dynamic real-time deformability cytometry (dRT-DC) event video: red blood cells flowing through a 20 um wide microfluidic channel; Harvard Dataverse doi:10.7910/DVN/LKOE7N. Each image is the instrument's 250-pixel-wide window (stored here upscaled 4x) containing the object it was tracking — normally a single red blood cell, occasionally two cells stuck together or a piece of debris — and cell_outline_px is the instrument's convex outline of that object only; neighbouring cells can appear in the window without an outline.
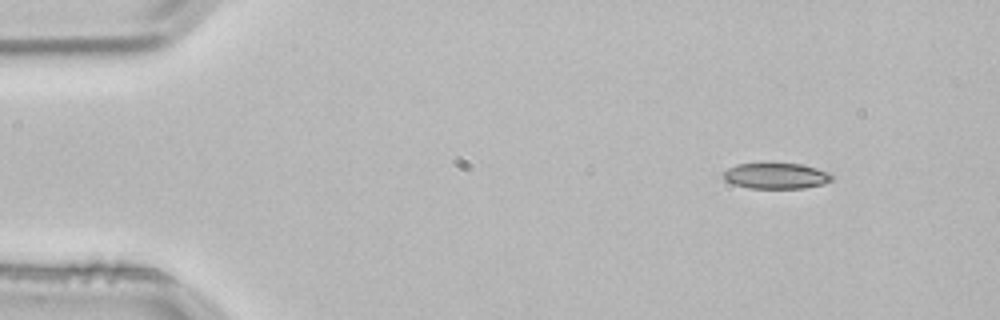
{"species": "common noctule bat (a hibernating species)", "species_latin": "Nyctalus noctula", "temperature_condition": "room temperature", "stored_images_in_passage": 2, "camera_frame_rate_fps": 3000, "um_per_image_px": 0.085, "animal": {"sex": "male", "body_mass_g": 21.5, "forearm_length_mm": 52.0}, "frame": {"image": 1, "passage_image": 1, "time_ms": 0.0, "image_size_px": [1000, 320], "cell_outline_px": [[832, 180], [824, 184], [804, 188], [748, 188], [732, 184], [724, 180], [724, 172], [728, 168], [736, 164], [800, 164], [832, 172]], "centroid_in_image_um": [65.99, 14.96], "position_along_channel_um": 19.0, "area_um2": 16.3}}